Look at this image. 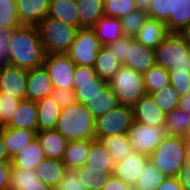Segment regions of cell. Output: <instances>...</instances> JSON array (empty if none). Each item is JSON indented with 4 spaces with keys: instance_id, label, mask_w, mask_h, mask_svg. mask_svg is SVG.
<instances>
[{
    "instance_id": "obj_26",
    "label": "cell",
    "mask_w": 190,
    "mask_h": 190,
    "mask_svg": "<svg viewBox=\"0 0 190 190\" xmlns=\"http://www.w3.org/2000/svg\"><path fill=\"white\" fill-rule=\"evenodd\" d=\"M85 165L90 169L102 170L104 173H114L115 168L112 155L99 140H94L91 143Z\"/></svg>"
},
{
    "instance_id": "obj_7",
    "label": "cell",
    "mask_w": 190,
    "mask_h": 190,
    "mask_svg": "<svg viewBox=\"0 0 190 190\" xmlns=\"http://www.w3.org/2000/svg\"><path fill=\"white\" fill-rule=\"evenodd\" d=\"M108 85L121 105L132 107L147 94L143 74L124 65L112 77Z\"/></svg>"
},
{
    "instance_id": "obj_13",
    "label": "cell",
    "mask_w": 190,
    "mask_h": 190,
    "mask_svg": "<svg viewBox=\"0 0 190 190\" xmlns=\"http://www.w3.org/2000/svg\"><path fill=\"white\" fill-rule=\"evenodd\" d=\"M134 121L144 125L166 126V114L155 103L150 94L142 96L138 102L132 106Z\"/></svg>"
},
{
    "instance_id": "obj_39",
    "label": "cell",
    "mask_w": 190,
    "mask_h": 190,
    "mask_svg": "<svg viewBox=\"0 0 190 190\" xmlns=\"http://www.w3.org/2000/svg\"><path fill=\"white\" fill-rule=\"evenodd\" d=\"M106 84L107 83L98 75L93 79V82L74 84L73 90L75 92L77 102L85 105L96 94H98L99 90H101Z\"/></svg>"
},
{
    "instance_id": "obj_48",
    "label": "cell",
    "mask_w": 190,
    "mask_h": 190,
    "mask_svg": "<svg viewBox=\"0 0 190 190\" xmlns=\"http://www.w3.org/2000/svg\"><path fill=\"white\" fill-rule=\"evenodd\" d=\"M10 32L0 29V68L10 65Z\"/></svg>"
},
{
    "instance_id": "obj_6",
    "label": "cell",
    "mask_w": 190,
    "mask_h": 190,
    "mask_svg": "<svg viewBox=\"0 0 190 190\" xmlns=\"http://www.w3.org/2000/svg\"><path fill=\"white\" fill-rule=\"evenodd\" d=\"M155 59L164 69L190 71V46L181 33H168L156 47Z\"/></svg>"
},
{
    "instance_id": "obj_43",
    "label": "cell",
    "mask_w": 190,
    "mask_h": 190,
    "mask_svg": "<svg viewBox=\"0 0 190 190\" xmlns=\"http://www.w3.org/2000/svg\"><path fill=\"white\" fill-rule=\"evenodd\" d=\"M174 5L175 0H151L148 16L166 24L174 15Z\"/></svg>"
},
{
    "instance_id": "obj_50",
    "label": "cell",
    "mask_w": 190,
    "mask_h": 190,
    "mask_svg": "<svg viewBox=\"0 0 190 190\" xmlns=\"http://www.w3.org/2000/svg\"><path fill=\"white\" fill-rule=\"evenodd\" d=\"M11 169H12L11 161H0V190L9 189Z\"/></svg>"
},
{
    "instance_id": "obj_4",
    "label": "cell",
    "mask_w": 190,
    "mask_h": 190,
    "mask_svg": "<svg viewBox=\"0 0 190 190\" xmlns=\"http://www.w3.org/2000/svg\"><path fill=\"white\" fill-rule=\"evenodd\" d=\"M122 65L144 74L156 64L155 50L145 47L133 37L123 36L107 45Z\"/></svg>"
},
{
    "instance_id": "obj_36",
    "label": "cell",
    "mask_w": 190,
    "mask_h": 190,
    "mask_svg": "<svg viewBox=\"0 0 190 190\" xmlns=\"http://www.w3.org/2000/svg\"><path fill=\"white\" fill-rule=\"evenodd\" d=\"M144 84L147 94L164 89L166 86L171 85L169 80V73L167 69L155 64L150 67L144 74Z\"/></svg>"
},
{
    "instance_id": "obj_16",
    "label": "cell",
    "mask_w": 190,
    "mask_h": 190,
    "mask_svg": "<svg viewBox=\"0 0 190 190\" xmlns=\"http://www.w3.org/2000/svg\"><path fill=\"white\" fill-rule=\"evenodd\" d=\"M149 157L132 151L122 161L115 163L114 175L133 187Z\"/></svg>"
},
{
    "instance_id": "obj_51",
    "label": "cell",
    "mask_w": 190,
    "mask_h": 190,
    "mask_svg": "<svg viewBox=\"0 0 190 190\" xmlns=\"http://www.w3.org/2000/svg\"><path fill=\"white\" fill-rule=\"evenodd\" d=\"M177 178L184 190H190V156L179 171Z\"/></svg>"
},
{
    "instance_id": "obj_35",
    "label": "cell",
    "mask_w": 190,
    "mask_h": 190,
    "mask_svg": "<svg viewBox=\"0 0 190 190\" xmlns=\"http://www.w3.org/2000/svg\"><path fill=\"white\" fill-rule=\"evenodd\" d=\"M165 178L161 170L149 159L132 188L133 190H156Z\"/></svg>"
},
{
    "instance_id": "obj_34",
    "label": "cell",
    "mask_w": 190,
    "mask_h": 190,
    "mask_svg": "<svg viewBox=\"0 0 190 190\" xmlns=\"http://www.w3.org/2000/svg\"><path fill=\"white\" fill-rule=\"evenodd\" d=\"M190 26V0H175L174 15L166 23L168 33H182Z\"/></svg>"
},
{
    "instance_id": "obj_17",
    "label": "cell",
    "mask_w": 190,
    "mask_h": 190,
    "mask_svg": "<svg viewBox=\"0 0 190 190\" xmlns=\"http://www.w3.org/2000/svg\"><path fill=\"white\" fill-rule=\"evenodd\" d=\"M37 103L28 99L19 102L10 121L4 127L38 131Z\"/></svg>"
},
{
    "instance_id": "obj_45",
    "label": "cell",
    "mask_w": 190,
    "mask_h": 190,
    "mask_svg": "<svg viewBox=\"0 0 190 190\" xmlns=\"http://www.w3.org/2000/svg\"><path fill=\"white\" fill-rule=\"evenodd\" d=\"M21 100L0 93V128L4 127L11 119L13 112Z\"/></svg>"
},
{
    "instance_id": "obj_30",
    "label": "cell",
    "mask_w": 190,
    "mask_h": 190,
    "mask_svg": "<svg viewBox=\"0 0 190 190\" xmlns=\"http://www.w3.org/2000/svg\"><path fill=\"white\" fill-rule=\"evenodd\" d=\"M79 29L76 0H50L48 15Z\"/></svg>"
},
{
    "instance_id": "obj_14",
    "label": "cell",
    "mask_w": 190,
    "mask_h": 190,
    "mask_svg": "<svg viewBox=\"0 0 190 190\" xmlns=\"http://www.w3.org/2000/svg\"><path fill=\"white\" fill-rule=\"evenodd\" d=\"M53 90L50 76L43 65L28 70L26 99L37 102L50 96Z\"/></svg>"
},
{
    "instance_id": "obj_44",
    "label": "cell",
    "mask_w": 190,
    "mask_h": 190,
    "mask_svg": "<svg viewBox=\"0 0 190 190\" xmlns=\"http://www.w3.org/2000/svg\"><path fill=\"white\" fill-rule=\"evenodd\" d=\"M169 80L180 97L190 92V71H177L176 68H169Z\"/></svg>"
},
{
    "instance_id": "obj_47",
    "label": "cell",
    "mask_w": 190,
    "mask_h": 190,
    "mask_svg": "<svg viewBox=\"0 0 190 190\" xmlns=\"http://www.w3.org/2000/svg\"><path fill=\"white\" fill-rule=\"evenodd\" d=\"M50 96L58 103L61 108L70 106L77 102L73 89L54 88Z\"/></svg>"
},
{
    "instance_id": "obj_38",
    "label": "cell",
    "mask_w": 190,
    "mask_h": 190,
    "mask_svg": "<svg viewBox=\"0 0 190 190\" xmlns=\"http://www.w3.org/2000/svg\"><path fill=\"white\" fill-rule=\"evenodd\" d=\"M16 9V0H0V29L9 32L21 27Z\"/></svg>"
},
{
    "instance_id": "obj_31",
    "label": "cell",
    "mask_w": 190,
    "mask_h": 190,
    "mask_svg": "<svg viewBox=\"0 0 190 190\" xmlns=\"http://www.w3.org/2000/svg\"><path fill=\"white\" fill-rule=\"evenodd\" d=\"M85 105L94 117L97 118L116 108L119 105V102L113 90L107 83L101 90H99V93Z\"/></svg>"
},
{
    "instance_id": "obj_27",
    "label": "cell",
    "mask_w": 190,
    "mask_h": 190,
    "mask_svg": "<svg viewBox=\"0 0 190 190\" xmlns=\"http://www.w3.org/2000/svg\"><path fill=\"white\" fill-rule=\"evenodd\" d=\"M93 29L99 38L100 44L106 46L124 36L121 20L103 15Z\"/></svg>"
},
{
    "instance_id": "obj_2",
    "label": "cell",
    "mask_w": 190,
    "mask_h": 190,
    "mask_svg": "<svg viewBox=\"0 0 190 190\" xmlns=\"http://www.w3.org/2000/svg\"><path fill=\"white\" fill-rule=\"evenodd\" d=\"M95 119L86 105L76 102L61 108L55 129L68 142L96 140Z\"/></svg>"
},
{
    "instance_id": "obj_40",
    "label": "cell",
    "mask_w": 190,
    "mask_h": 190,
    "mask_svg": "<svg viewBox=\"0 0 190 190\" xmlns=\"http://www.w3.org/2000/svg\"><path fill=\"white\" fill-rule=\"evenodd\" d=\"M151 96L165 114H168L172 110L178 108L181 98L175 88L171 85H168L159 91L153 92Z\"/></svg>"
},
{
    "instance_id": "obj_10",
    "label": "cell",
    "mask_w": 190,
    "mask_h": 190,
    "mask_svg": "<svg viewBox=\"0 0 190 190\" xmlns=\"http://www.w3.org/2000/svg\"><path fill=\"white\" fill-rule=\"evenodd\" d=\"M165 127L144 125L134 121L127 131L133 151L149 157L166 136Z\"/></svg>"
},
{
    "instance_id": "obj_52",
    "label": "cell",
    "mask_w": 190,
    "mask_h": 190,
    "mask_svg": "<svg viewBox=\"0 0 190 190\" xmlns=\"http://www.w3.org/2000/svg\"><path fill=\"white\" fill-rule=\"evenodd\" d=\"M102 190H133V188L112 174Z\"/></svg>"
},
{
    "instance_id": "obj_56",
    "label": "cell",
    "mask_w": 190,
    "mask_h": 190,
    "mask_svg": "<svg viewBox=\"0 0 190 190\" xmlns=\"http://www.w3.org/2000/svg\"><path fill=\"white\" fill-rule=\"evenodd\" d=\"M0 161H11V159L8 156L3 137L0 134Z\"/></svg>"
},
{
    "instance_id": "obj_19",
    "label": "cell",
    "mask_w": 190,
    "mask_h": 190,
    "mask_svg": "<svg viewBox=\"0 0 190 190\" xmlns=\"http://www.w3.org/2000/svg\"><path fill=\"white\" fill-rule=\"evenodd\" d=\"M8 190H55L43 183L35 170L12 167Z\"/></svg>"
},
{
    "instance_id": "obj_41",
    "label": "cell",
    "mask_w": 190,
    "mask_h": 190,
    "mask_svg": "<svg viewBox=\"0 0 190 190\" xmlns=\"http://www.w3.org/2000/svg\"><path fill=\"white\" fill-rule=\"evenodd\" d=\"M104 15L121 19L136 10L135 0H104Z\"/></svg>"
},
{
    "instance_id": "obj_22",
    "label": "cell",
    "mask_w": 190,
    "mask_h": 190,
    "mask_svg": "<svg viewBox=\"0 0 190 190\" xmlns=\"http://www.w3.org/2000/svg\"><path fill=\"white\" fill-rule=\"evenodd\" d=\"M46 158L44 151L35 138L25 148L19 151L12 159V167L35 170L39 163Z\"/></svg>"
},
{
    "instance_id": "obj_18",
    "label": "cell",
    "mask_w": 190,
    "mask_h": 190,
    "mask_svg": "<svg viewBox=\"0 0 190 190\" xmlns=\"http://www.w3.org/2000/svg\"><path fill=\"white\" fill-rule=\"evenodd\" d=\"M37 132L13 127L0 128V134L3 137L9 158L12 159L19 151L31 143L36 138Z\"/></svg>"
},
{
    "instance_id": "obj_42",
    "label": "cell",
    "mask_w": 190,
    "mask_h": 190,
    "mask_svg": "<svg viewBox=\"0 0 190 190\" xmlns=\"http://www.w3.org/2000/svg\"><path fill=\"white\" fill-rule=\"evenodd\" d=\"M148 17V13L140 10H135L122 17L120 20L124 36L134 38Z\"/></svg>"
},
{
    "instance_id": "obj_53",
    "label": "cell",
    "mask_w": 190,
    "mask_h": 190,
    "mask_svg": "<svg viewBox=\"0 0 190 190\" xmlns=\"http://www.w3.org/2000/svg\"><path fill=\"white\" fill-rule=\"evenodd\" d=\"M156 190H184L177 177H166Z\"/></svg>"
},
{
    "instance_id": "obj_29",
    "label": "cell",
    "mask_w": 190,
    "mask_h": 190,
    "mask_svg": "<svg viewBox=\"0 0 190 190\" xmlns=\"http://www.w3.org/2000/svg\"><path fill=\"white\" fill-rule=\"evenodd\" d=\"M94 140H81L68 142L62 161L67 169H76L86 164L91 143Z\"/></svg>"
},
{
    "instance_id": "obj_55",
    "label": "cell",
    "mask_w": 190,
    "mask_h": 190,
    "mask_svg": "<svg viewBox=\"0 0 190 190\" xmlns=\"http://www.w3.org/2000/svg\"><path fill=\"white\" fill-rule=\"evenodd\" d=\"M135 2H136V10L148 13L151 0H135Z\"/></svg>"
},
{
    "instance_id": "obj_49",
    "label": "cell",
    "mask_w": 190,
    "mask_h": 190,
    "mask_svg": "<svg viewBox=\"0 0 190 190\" xmlns=\"http://www.w3.org/2000/svg\"><path fill=\"white\" fill-rule=\"evenodd\" d=\"M97 76L94 67L90 66H75V71L73 74V83H86L93 82V79Z\"/></svg>"
},
{
    "instance_id": "obj_57",
    "label": "cell",
    "mask_w": 190,
    "mask_h": 190,
    "mask_svg": "<svg viewBox=\"0 0 190 190\" xmlns=\"http://www.w3.org/2000/svg\"><path fill=\"white\" fill-rule=\"evenodd\" d=\"M183 37L185 38L186 42L190 46V26L187 27L182 33Z\"/></svg>"
},
{
    "instance_id": "obj_46",
    "label": "cell",
    "mask_w": 190,
    "mask_h": 190,
    "mask_svg": "<svg viewBox=\"0 0 190 190\" xmlns=\"http://www.w3.org/2000/svg\"><path fill=\"white\" fill-rule=\"evenodd\" d=\"M55 190H89L78 180V174L75 169H66L61 182Z\"/></svg>"
},
{
    "instance_id": "obj_54",
    "label": "cell",
    "mask_w": 190,
    "mask_h": 190,
    "mask_svg": "<svg viewBox=\"0 0 190 190\" xmlns=\"http://www.w3.org/2000/svg\"><path fill=\"white\" fill-rule=\"evenodd\" d=\"M178 108L190 114V92L180 98Z\"/></svg>"
},
{
    "instance_id": "obj_25",
    "label": "cell",
    "mask_w": 190,
    "mask_h": 190,
    "mask_svg": "<svg viewBox=\"0 0 190 190\" xmlns=\"http://www.w3.org/2000/svg\"><path fill=\"white\" fill-rule=\"evenodd\" d=\"M66 169L62 160L45 158L39 163L35 173L43 183L56 189Z\"/></svg>"
},
{
    "instance_id": "obj_3",
    "label": "cell",
    "mask_w": 190,
    "mask_h": 190,
    "mask_svg": "<svg viewBox=\"0 0 190 190\" xmlns=\"http://www.w3.org/2000/svg\"><path fill=\"white\" fill-rule=\"evenodd\" d=\"M190 156V142L183 137L166 135L149 159L166 177H177Z\"/></svg>"
},
{
    "instance_id": "obj_28",
    "label": "cell",
    "mask_w": 190,
    "mask_h": 190,
    "mask_svg": "<svg viewBox=\"0 0 190 190\" xmlns=\"http://www.w3.org/2000/svg\"><path fill=\"white\" fill-rule=\"evenodd\" d=\"M37 103L38 131L55 129L61 107L51 96L45 97Z\"/></svg>"
},
{
    "instance_id": "obj_12",
    "label": "cell",
    "mask_w": 190,
    "mask_h": 190,
    "mask_svg": "<svg viewBox=\"0 0 190 190\" xmlns=\"http://www.w3.org/2000/svg\"><path fill=\"white\" fill-rule=\"evenodd\" d=\"M28 70L8 65L0 68V93L26 99Z\"/></svg>"
},
{
    "instance_id": "obj_11",
    "label": "cell",
    "mask_w": 190,
    "mask_h": 190,
    "mask_svg": "<svg viewBox=\"0 0 190 190\" xmlns=\"http://www.w3.org/2000/svg\"><path fill=\"white\" fill-rule=\"evenodd\" d=\"M45 67L54 88L73 89V74L76 64L67 53L45 54Z\"/></svg>"
},
{
    "instance_id": "obj_23",
    "label": "cell",
    "mask_w": 190,
    "mask_h": 190,
    "mask_svg": "<svg viewBox=\"0 0 190 190\" xmlns=\"http://www.w3.org/2000/svg\"><path fill=\"white\" fill-rule=\"evenodd\" d=\"M122 63L107 45L102 46L94 64L95 71L106 83L119 71Z\"/></svg>"
},
{
    "instance_id": "obj_33",
    "label": "cell",
    "mask_w": 190,
    "mask_h": 190,
    "mask_svg": "<svg viewBox=\"0 0 190 190\" xmlns=\"http://www.w3.org/2000/svg\"><path fill=\"white\" fill-rule=\"evenodd\" d=\"M97 140H99L112 155V159L115 163L122 161L133 151L127 134L100 137Z\"/></svg>"
},
{
    "instance_id": "obj_24",
    "label": "cell",
    "mask_w": 190,
    "mask_h": 190,
    "mask_svg": "<svg viewBox=\"0 0 190 190\" xmlns=\"http://www.w3.org/2000/svg\"><path fill=\"white\" fill-rule=\"evenodd\" d=\"M104 0H76L79 28H93L104 15Z\"/></svg>"
},
{
    "instance_id": "obj_58",
    "label": "cell",
    "mask_w": 190,
    "mask_h": 190,
    "mask_svg": "<svg viewBox=\"0 0 190 190\" xmlns=\"http://www.w3.org/2000/svg\"><path fill=\"white\" fill-rule=\"evenodd\" d=\"M187 140L190 142V129H189V134Z\"/></svg>"
},
{
    "instance_id": "obj_1",
    "label": "cell",
    "mask_w": 190,
    "mask_h": 190,
    "mask_svg": "<svg viewBox=\"0 0 190 190\" xmlns=\"http://www.w3.org/2000/svg\"><path fill=\"white\" fill-rule=\"evenodd\" d=\"M45 51L39 30L35 26H21L10 31V65L31 70L44 63Z\"/></svg>"
},
{
    "instance_id": "obj_15",
    "label": "cell",
    "mask_w": 190,
    "mask_h": 190,
    "mask_svg": "<svg viewBox=\"0 0 190 190\" xmlns=\"http://www.w3.org/2000/svg\"><path fill=\"white\" fill-rule=\"evenodd\" d=\"M50 0H16V9L22 26H35L48 15Z\"/></svg>"
},
{
    "instance_id": "obj_37",
    "label": "cell",
    "mask_w": 190,
    "mask_h": 190,
    "mask_svg": "<svg viewBox=\"0 0 190 190\" xmlns=\"http://www.w3.org/2000/svg\"><path fill=\"white\" fill-rule=\"evenodd\" d=\"M80 180L89 190H102L113 173H104L102 170L90 169L86 165L75 169Z\"/></svg>"
},
{
    "instance_id": "obj_21",
    "label": "cell",
    "mask_w": 190,
    "mask_h": 190,
    "mask_svg": "<svg viewBox=\"0 0 190 190\" xmlns=\"http://www.w3.org/2000/svg\"><path fill=\"white\" fill-rule=\"evenodd\" d=\"M167 34L168 31L164 22L148 17L134 38L145 47L155 50Z\"/></svg>"
},
{
    "instance_id": "obj_20",
    "label": "cell",
    "mask_w": 190,
    "mask_h": 190,
    "mask_svg": "<svg viewBox=\"0 0 190 190\" xmlns=\"http://www.w3.org/2000/svg\"><path fill=\"white\" fill-rule=\"evenodd\" d=\"M46 158L62 160L68 141L56 129L38 131L36 134Z\"/></svg>"
},
{
    "instance_id": "obj_8",
    "label": "cell",
    "mask_w": 190,
    "mask_h": 190,
    "mask_svg": "<svg viewBox=\"0 0 190 190\" xmlns=\"http://www.w3.org/2000/svg\"><path fill=\"white\" fill-rule=\"evenodd\" d=\"M133 122L132 107L119 104L107 114L95 119L96 140L110 135L127 134Z\"/></svg>"
},
{
    "instance_id": "obj_5",
    "label": "cell",
    "mask_w": 190,
    "mask_h": 190,
    "mask_svg": "<svg viewBox=\"0 0 190 190\" xmlns=\"http://www.w3.org/2000/svg\"><path fill=\"white\" fill-rule=\"evenodd\" d=\"M45 54L68 53L78 28L46 16L37 26Z\"/></svg>"
},
{
    "instance_id": "obj_9",
    "label": "cell",
    "mask_w": 190,
    "mask_h": 190,
    "mask_svg": "<svg viewBox=\"0 0 190 190\" xmlns=\"http://www.w3.org/2000/svg\"><path fill=\"white\" fill-rule=\"evenodd\" d=\"M101 47L93 28H79L67 54L76 65L93 67Z\"/></svg>"
},
{
    "instance_id": "obj_32",
    "label": "cell",
    "mask_w": 190,
    "mask_h": 190,
    "mask_svg": "<svg viewBox=\"0 0 190 190\" xmlns=\"http://www.w3.org/2000/svg\"><path fill=\"white\" fill-rule=\"evenodd\" d=\"M166 135L188 138L190 129V114L176 108L166 114Z\"/></svg>"
}]
</instances>
